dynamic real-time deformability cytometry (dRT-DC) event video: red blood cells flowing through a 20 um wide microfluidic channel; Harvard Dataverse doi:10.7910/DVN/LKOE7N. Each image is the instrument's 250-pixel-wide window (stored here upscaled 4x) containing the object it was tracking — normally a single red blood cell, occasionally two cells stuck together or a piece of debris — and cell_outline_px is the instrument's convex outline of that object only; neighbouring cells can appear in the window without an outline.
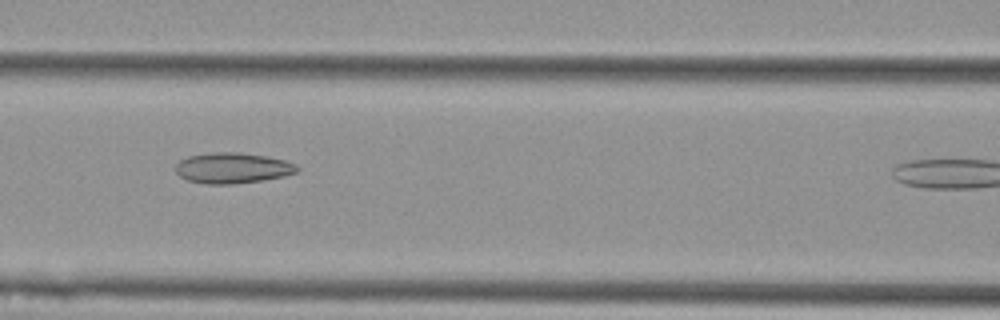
{"species": "Egyptian fruit bat (a non-hibernating species)", "species_latin": "Rousettus aegyptiacus", "temperature_condition": "cold", "stored_images_in_passage": 31, "camera_frame_rate_fps": 3000, "um_per_image_px": 0.085, "animal": {"sex": "female"}, "frame": {"image": 1, "passage_image": 17, "time_ms": 5.333, "image_size_px": [1000, 320], "cell_outline_px": [[300, 172], [284, 176], [264, 180], [232, 184], [204, 184], [188, 180], [180, 176], [176, 172], [176, 164], [180, 160], [188, 156], [212, 152], [240, 152], [268, 156], [284, 160], [296, 164], [300, 168]], "centroid_in_image_um": [19.8, 14.28], "position_along_channel_um": 146.8, "area_um2": 21.96}}
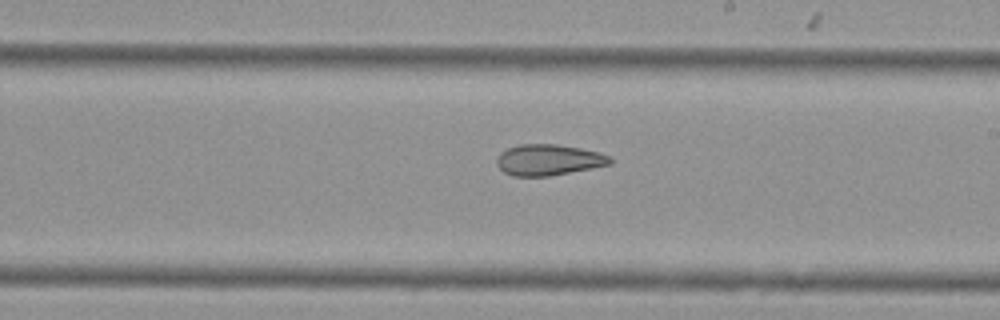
{"frame": {"image": 2, "passage_image": 25, "time_ms": 8.0, "image_size_px": [1000, 320], "cell_outline_px": [[612, 164], [548, 176], [512, 176], [504, 172], [496, 164], [496, 160], [500, 152], [508, 148], [520, 144], [556, 144], [580, 148], [612, 156]], "centroid_in_image_um": [46.61, 13.59], "position_along_channel_um": 242.4, "area_um2": 20.4}}
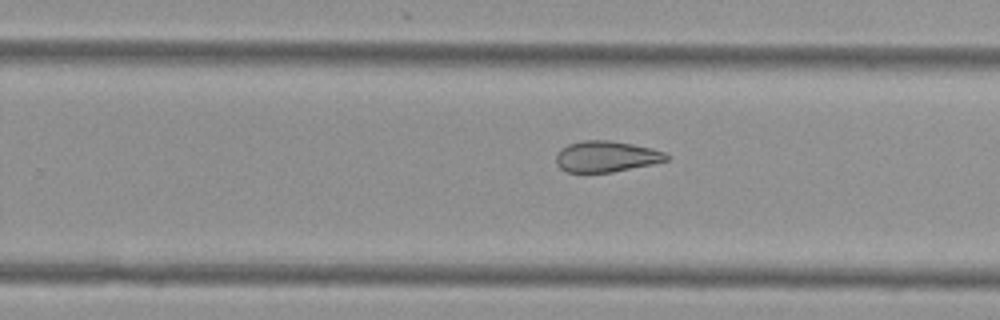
{"frame": {"image": 3, "passage_image": 28, "time_ms": 9.0, "image_size_px": [1000, 320], "cell_outline_px": [[668, 160], [652, 164], [612, 172], [568, 172], [560, 168], [556, 164], [556, 156], [560, 148], [568, 144], [584, 140], [608, 140], [632, 144], [652, 148], [664, 152], [668, 156]], "centroid_in_image_um": [51.5, 13.3], "position_along_channel_um": 278.3, "area_um2": 19.88}}